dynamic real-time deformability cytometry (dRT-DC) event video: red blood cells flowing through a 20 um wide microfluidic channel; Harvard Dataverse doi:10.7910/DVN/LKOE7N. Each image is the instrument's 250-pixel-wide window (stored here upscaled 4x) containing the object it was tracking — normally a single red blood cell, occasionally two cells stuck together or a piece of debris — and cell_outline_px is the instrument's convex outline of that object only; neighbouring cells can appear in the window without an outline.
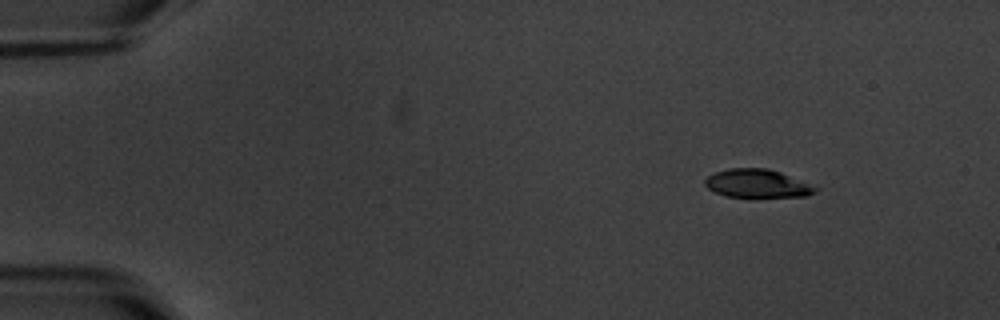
{"species": "common noctule bat (a hibernating species)", "species_latin": "Nyctalus noctula", "temperature_condition": "warm", "stored_images_in_passage": 3, "camera_frame_rate_fps": 3000, "um_per_image_px": 0.085, "animal": {"sex": "male", "body_mass_g": 20.1, "forearm_length_mm": 53.5}, "frame": {"image": 1, "passage_image": 2, "time_ms": 1.333, "image_size_px": [1000, 320], "cell_outline_px": [[820, 188], [816, 192], [804, 196], [752, 200], [728, 196], [716, 192], [708, 188], [704, 184], [704, 180], [708, 176], [716, 172], [728, 168], [768, 168], [780, 172]], "centroid_in_image_um": [64.38, 15.65], "position_along_channel_um": 20.6, "area_um2": 18.96}}